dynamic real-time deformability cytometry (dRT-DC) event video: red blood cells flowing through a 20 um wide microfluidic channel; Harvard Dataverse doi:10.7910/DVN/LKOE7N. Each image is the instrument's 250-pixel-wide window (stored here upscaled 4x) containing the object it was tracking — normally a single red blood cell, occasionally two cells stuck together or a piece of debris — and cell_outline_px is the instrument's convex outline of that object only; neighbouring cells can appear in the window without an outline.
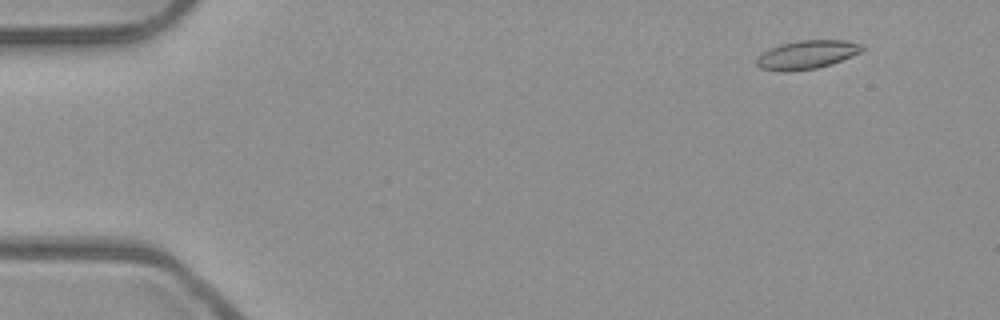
{"species": "common noctule bat (a hibernating species)", "species_latin": "Nyctalus noctula", "temperature_condition": "room temperature", "stored_images_in_passage": 53, "camera_frame_rate_fps": 3000, "um_per_image_px": 0.085, "animal": {"sex": "male", "body_mass_g": 23.1, "forearm_length_mm": 52.7}, "frame": {"image": 1, "passage_image": 5, "time_ms": 1.333, "image_size_px": [1000, 320], "cell_outline_px": [[864, 48], [860, 52], [852, 56], [832, 64], [816, 68], [792, 72], [776, 72], [760, 68], [756, 64], [756, 60], [768, 48], [780, 44], [800, 40], [844, 40], [864, 44]], "centroid_in_image_um": [68.58, 4.66], "position_along_channel_um": 16.4, "area_um2": 17.8}}
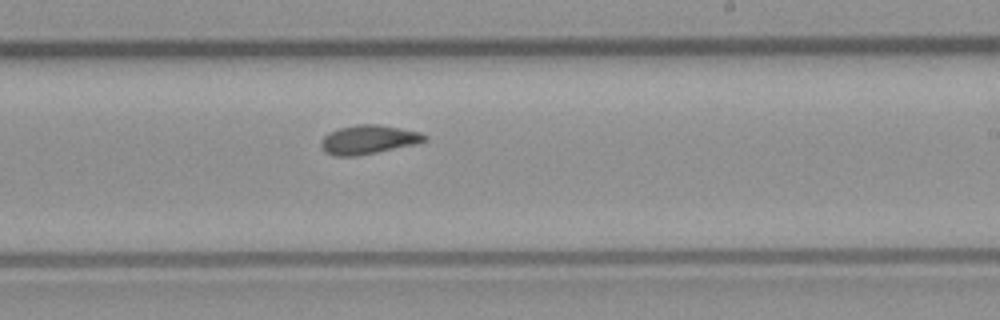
{"frame": {"image": 2, "passage_image": 32, "time_ms": 10.333, "image_size_px": [1000, 320], "cell_outline_px": [[428, 140], [416, 144], [356, 156], [332, 156], [324, 152], [320, 148], [320, 140], [328, 132], [340, 128], [356, 124], [380, 124], [420, 132], [428, 136]], "centroid_in_image_um": [31.28, 11.86], "position_along_channel_um": 257.7, "area_um2": 17.69}}
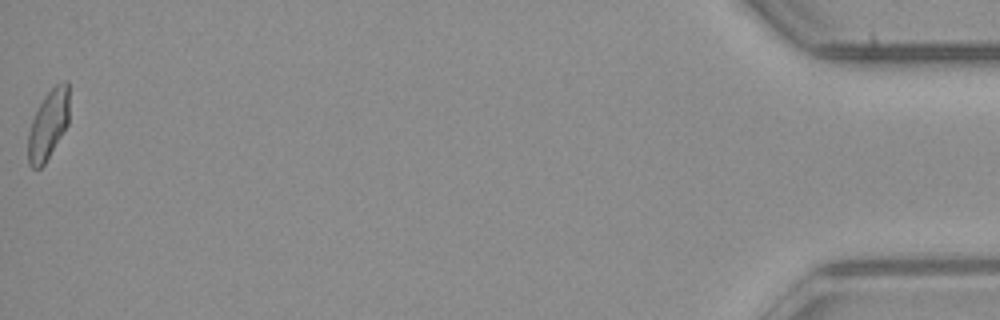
{"frame": {"image": 3, "passage_image": 53, "time_ms": 17.333, "image_size_px": [1000, 320], "cell_outline_px": [[68, 124], [44, 164], [40, 168], [32, 168], [28, 164], [28, 132], [32, 120], [44, 96], [60, 80], [68, 80]], "centroid_in_image_um": [4.1, 10.58], "position_along_channel_um": 431.1, "area_um2": 16.47}, "authors_computed_cell_mechanics": {"area_um2": 17.2244, "velocity_mm_per_s": 3.9391, "shape_relaxation_time_tau1_ms": null, "shape_relaxation_time_tau2_ms": 2.4361, "deformation_change_tau1": null, "deformation_change_tau2": 0.0905}}